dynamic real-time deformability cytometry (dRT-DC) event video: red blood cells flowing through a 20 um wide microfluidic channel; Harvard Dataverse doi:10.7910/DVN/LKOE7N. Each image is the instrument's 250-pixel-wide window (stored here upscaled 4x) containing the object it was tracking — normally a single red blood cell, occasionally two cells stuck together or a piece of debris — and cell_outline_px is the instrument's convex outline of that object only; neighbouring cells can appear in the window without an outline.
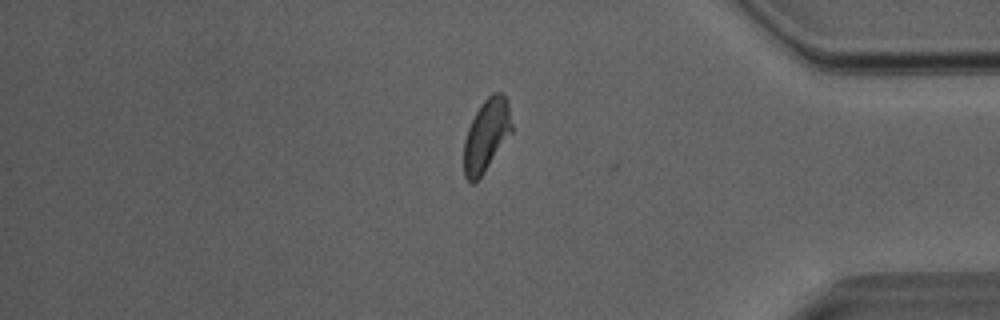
{"species": "Egyptian fruit bat (a non-hibernating species)", "species_latin": "Rousettus aegyptiacus", "temperature_condition": "room temperature", "stored_images_in_passage": 31, "camera_frame_rate_fps": 3000, "um_per_image_px": 0.085, "animal": {"sex": "male"}, "frame": {"image": 1, "passage_image": 30, "time_ms": 9.667, "image_size_px": [1000, 320], "cell_outline_px": [[512, 132], [484, 172], [472, 184], [464, 176], [464, 140], [468, 128], [480, 104], [492, 92], [504, 92], [508, 100], [512, 124]], "centroid_in_image_um": [41.36, 11.45], "position_along_channel_um": 393.8, "area_um2": 20.17}, "authors_computed_cell_mechanics": {"area_um2": 20.5768, "velocity_mm_per_s": 4.0242, "shape_relaxation_time_tau1_ms": 6.2851, "shape_relaxation_time_tau2_ms": null, "deformation_change_tau1": 0.1161, "deformation_change_tau2": null}}